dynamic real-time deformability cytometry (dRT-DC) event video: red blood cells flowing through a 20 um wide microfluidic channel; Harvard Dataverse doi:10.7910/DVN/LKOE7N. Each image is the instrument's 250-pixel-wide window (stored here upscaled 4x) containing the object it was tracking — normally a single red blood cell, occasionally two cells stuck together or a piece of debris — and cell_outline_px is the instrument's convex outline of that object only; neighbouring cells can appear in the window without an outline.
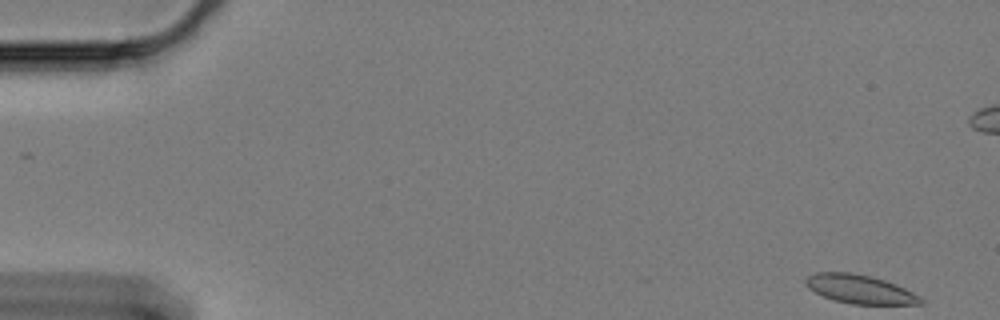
{"species": "Egyptian fruit bat (a non-hibernating species)", "species_latin": "Rousettus aegyptiacus", "temperature_condition": "cold", "stored_images_in_passage": 60, "camera_frame_rate_fps": 3000, "um_per_image_px": 0.085, "animal": {"sex": "female"}, "frame": {"image": 1, "passage_image": 1, "time_ms": 0.0, "image_size_px": [1000, 320], "cell_outline_px": [[924, 304], [852, 304], [832, 300], [808, 288], [804, 284], [804, 280], [808, 276], [816, 272], [848, 272], [868, 276], [884, 280], [896, 284], [920, 296], [924, 300]], "centroid_in_image_um": [73.08, 24.59], "position_along_channel_um": 11.9, "area_um2": 19.19}}
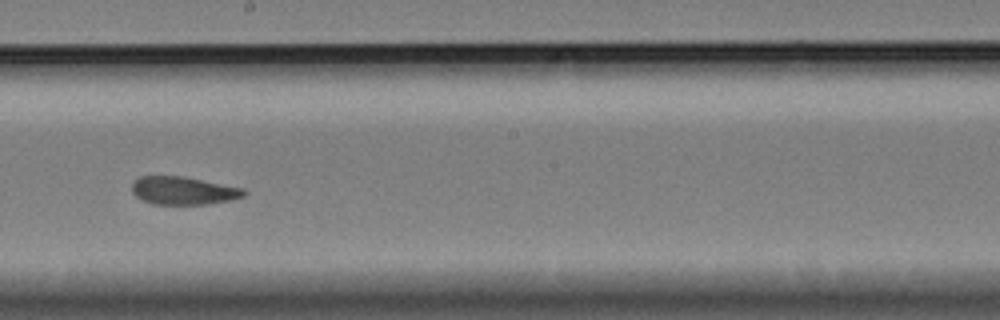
{"frame": {"image": 2, "passage_image": 33, "time_ms": 10.667, "image_size_px": [1000, 320], "cell_outline_px": [[248, 192], [244, 196], [228, 200], [208, 204], [152, 204], [136, 196], [132, 192], [132, 184], [140, 176], [180, 176], [244, 188]], "centroid_in_image_um": [15.59, 16.2], "position_along_channel_um": 232.6, "area_um2": 18.03}}
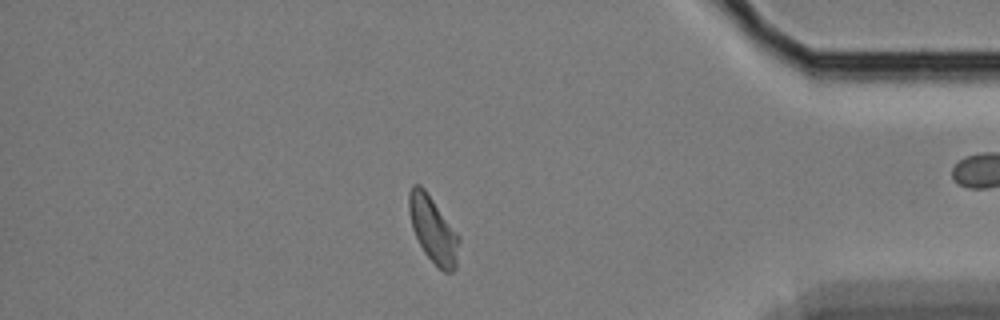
{"frame": {"image": 3, "passage_image": 51, "time_ms": 16.667, "image_size_px": [1000, 320], "cell_outline_px": [[460, 240], [456, 268], [452, 272], [444, 272], [424, 252], [412, 228], [408, 212], [408, 192], [412, 184], [420, 184], [424, 188], [460, 236]], "centroid_in_image_um": [36.81, 19.49], "position_along_channel_um": 398.4, "area_um2": 19.31}, "authors_computed_cell_mechanics": {"area_um2": 19.2474, "velocity_mm_per_s": 3.2669, "shape_relaxation_time_tau1_ms": 6.2238, "shape_relaxation_time_tau2_ms": 1.2719, "deformation_change_tau1": 0.1346, "deformation_change_tau2": 0.0636}}